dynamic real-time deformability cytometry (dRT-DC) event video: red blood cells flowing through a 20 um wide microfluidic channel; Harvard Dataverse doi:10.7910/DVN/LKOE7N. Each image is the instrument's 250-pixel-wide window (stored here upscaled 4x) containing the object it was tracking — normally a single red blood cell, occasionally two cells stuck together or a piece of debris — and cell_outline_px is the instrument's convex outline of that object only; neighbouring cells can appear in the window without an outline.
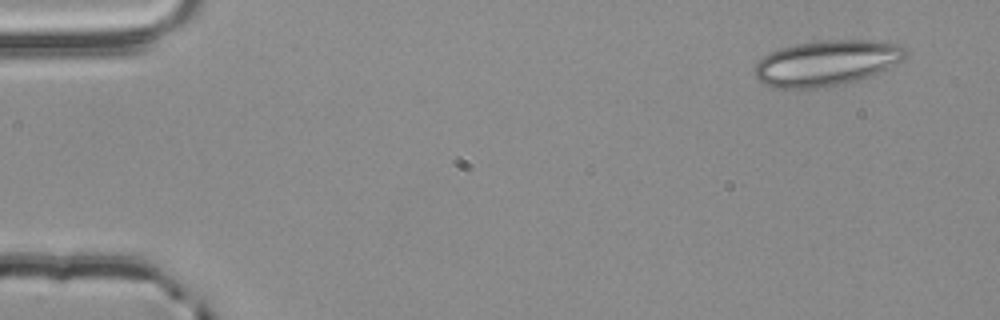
{"species": "common noctule bat (a hibernating species)", "species_latin": "Nyctalus noctula", "temperature_condition": "room temperature", "stored_images_in_passage": 4, "camera_frame_rate_fps": 3000, "um_per_image_px": 0.085, "animal": {"sex": "male", "body_mass_g": 20.4}, "frame": {"image": 1, "passage_image": 1, "time_ms": 0.0, "image_size_px": [1000, 320], "cell_outline_px": [[908, 52], [904, 60], [872, 76], [844, 84], [812, 88], [772, 88], [760, 84], [756, 80], [752, 72], [756, 64], [764, 56], [780, 48], [796, 44], [824, 40], [888, 40], [908, 48]], "centroid_in_image_um": [70.29, 5.35], "position_along_channel_um": 14.7, "area_um2": 40.75}}